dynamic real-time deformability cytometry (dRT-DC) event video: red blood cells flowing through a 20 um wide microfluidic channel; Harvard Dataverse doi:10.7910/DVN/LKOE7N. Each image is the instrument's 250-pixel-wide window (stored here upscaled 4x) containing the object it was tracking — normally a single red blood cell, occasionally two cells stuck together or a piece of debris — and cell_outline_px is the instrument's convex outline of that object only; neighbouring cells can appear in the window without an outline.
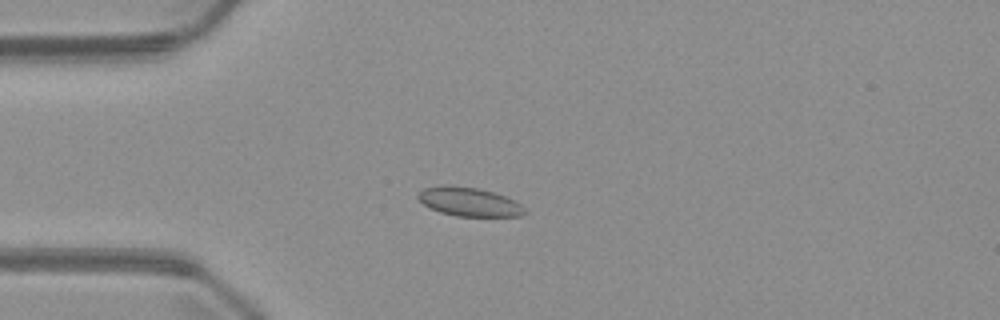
{"species": "common noctule bat (a hibernating species)", "species_latin": "Nyctalus noctula", "temperature_condition": "warm", "stored_images_in_passage": 4, "camera_frame_rate_fps": 3000, "um_per_image_px": 0.085, "animal": {"sex": "male", "body_mass_g": 23.1, "forearm_length_mm": 52.7}, "frame": {"image": 1, "passage_image": 4, "time_ms": 4.333, "image_size_px": [1000, 320], "cell_outline_px": [[528, 212], [520, 216], [456, 216], [440, 212], [424, 204], [416, 196], [424, 188], [440, 184], [452, 184], [476, 188], [492, 192], [516, 200]], "centroid_in_image_um": [39.87, 17.14], "position_along_channel_um": 45.1, "area_um2": 17.98}}